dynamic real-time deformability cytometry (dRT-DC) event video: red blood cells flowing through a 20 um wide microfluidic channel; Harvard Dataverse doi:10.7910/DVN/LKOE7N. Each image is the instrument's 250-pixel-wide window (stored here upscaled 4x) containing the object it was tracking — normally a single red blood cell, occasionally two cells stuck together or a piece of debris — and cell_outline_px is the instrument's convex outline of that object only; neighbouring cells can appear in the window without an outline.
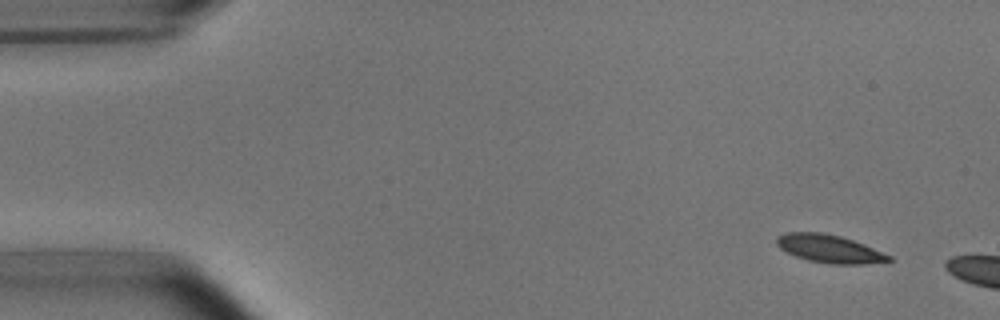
{"species": "common noctule bat (a hibernating species)", "species_latin": "Nyctalus noctula", "temperature_condition": "room temperature", "stored_images_in_passage": 8, "camera_frame_rate_fps": 3000, "um_per_image_px": 0.085, "animal": {"sex": "male", "body_mass_g": 15.6}, "frame": {"image": 1, "passage_image": 1, "time_ms": 0.0, "image_size_px": [1000, 320], "cell_outline_px": [[892, 260], [864, 264], [828, 264], [808, 260], [796, 256], [780, 248], [776, 244], [776, 236], [788, 232], [820, 232], [840, 236], [864, 244], [892, 256]], "centroid_in_image_um": [70.48, 21.14], "position_along_channel_um": 14.5, "area_um2": 18.21}}